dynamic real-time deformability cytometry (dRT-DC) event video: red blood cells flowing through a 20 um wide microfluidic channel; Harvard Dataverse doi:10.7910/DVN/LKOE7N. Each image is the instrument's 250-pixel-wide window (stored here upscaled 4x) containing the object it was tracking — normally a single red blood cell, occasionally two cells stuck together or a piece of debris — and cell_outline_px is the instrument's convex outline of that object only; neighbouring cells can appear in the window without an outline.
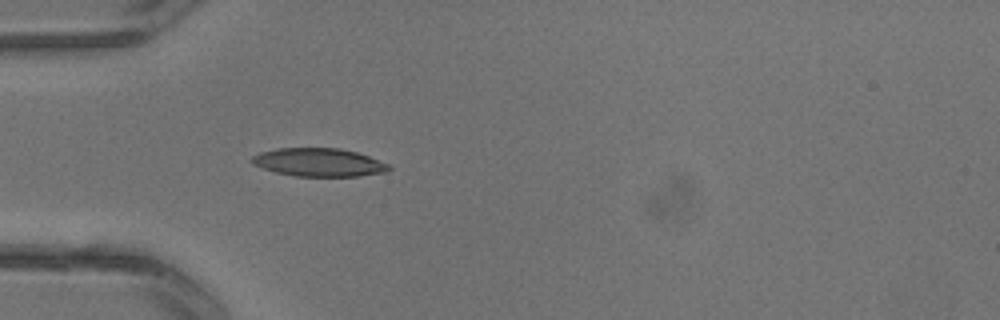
{"species": "common noctule bat (a hibernating species)", "species_latin": "Nyctalus noctula", "temperature_condition": "warm", "stored_images_in_passage": 3, "camera_frame_rate_fps": 3000, "um_per_image_px": 0.085, "animal": {"sex": "male", "body_mass_g": 13.3}, "frame": {"image": 1, "passage_image": 3, "time_ms": 0.667, "image_size_px": [1000, 320], "cell_outline_px": [[392, 168], [384, 172], [356, 176], [296, 176], [276, 172], [252, 164], [252, 156], [260, 152], [276, 148], [340, 148], [356, 152], [368, 156], [388, 164]], "centroid_in_image_um": [27.08, 13.79], "position_along_channel_um": 57.9, "area_um2": 22.31}}